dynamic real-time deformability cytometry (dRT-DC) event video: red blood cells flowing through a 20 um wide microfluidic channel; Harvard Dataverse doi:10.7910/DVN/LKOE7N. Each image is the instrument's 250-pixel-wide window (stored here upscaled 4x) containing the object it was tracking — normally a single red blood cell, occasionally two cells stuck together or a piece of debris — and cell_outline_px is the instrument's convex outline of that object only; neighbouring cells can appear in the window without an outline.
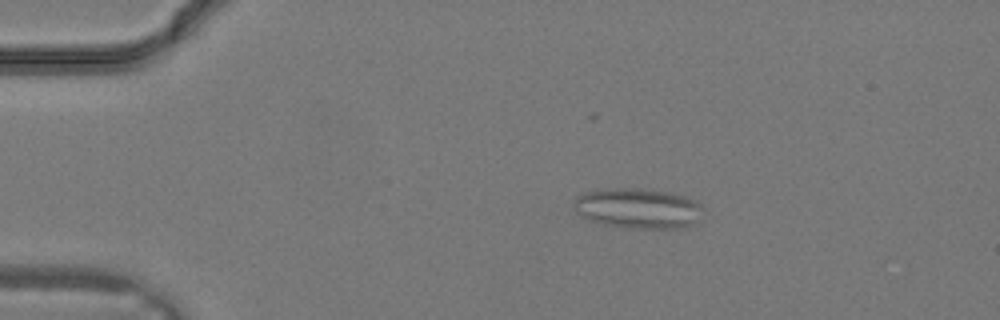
{"species": "common noctule bat (a hibernating species)", "species_latin": "Nyctalus noctula", "temperature_condition": "warm", "stored_images_in_passage": 31, "camera_frame_rate_fps": 3000, "um_per_image_px": 0.085, "animal": {"sex": "male", "body_mass_g": 19.2, "forearm_length_mm": 51.8}, "frame": {"image": 1, "passage_image": 6, "time_ms": 1.667, "image_size_px": [1000, 320], "cell_outline_px": [[704, 220], [684, 228], [624, 228], [604, 224], [588, 220], [580, 216], [576, 212], [572, 204], [576, 196], [584, 192], [604, 188], [636, 188], [668, 192], [684, 196], [700, 204], [704, 208]], "centroid_in_image_um": [54.25, 17.72], "position_along_channel_um": 30.8, "area_um2": 30.98}}
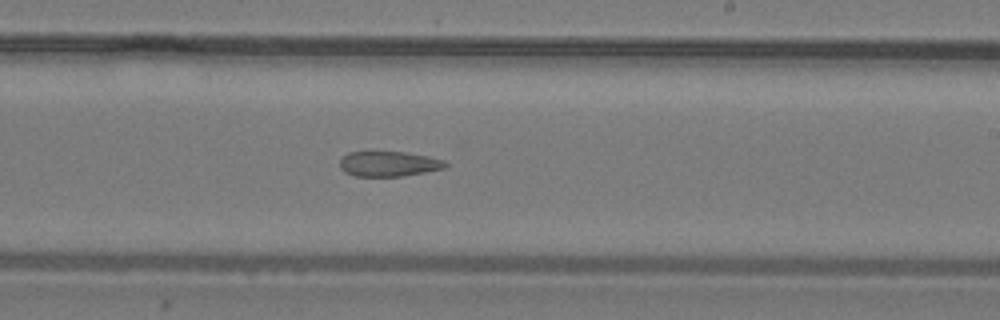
{"frame": {"image": 2, "passage_image": 19, "time_ms": 6.0, "image_size_px": [1000, 320], "cell_outline_px": [[448, 168], [404, 176], [356, 176], [344, 172], [340, 168], [340, 160], [348, 152], [404, 152], [428, 156], [444, 160], [448, 164]], "centroid_in_image_um": [33.08, 13.93], "position_along_channel_um": 255.9, "area_um2": 15.55}}
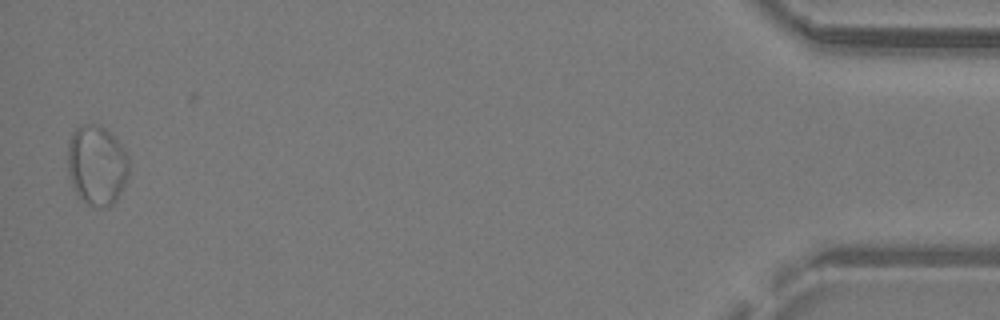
{"frame": {"image": 3, "passage_image": 31, "time_ms": 10.0, "image_size_px": [1000, 320], "cell_outline_px": [[128, 172], [124, 184], [120, 192], [112, 204], [108, 208], [100, 208], [88, 204], [76, 192], [68, 176], [68, 140], [72, 132], [80, 124], [100, 124], [124, 148], [128, 156]], "centroid_in_image_um": [8.2, 14.02], "position_along_channel_um": 427.0, "area_um2": 28.44}}